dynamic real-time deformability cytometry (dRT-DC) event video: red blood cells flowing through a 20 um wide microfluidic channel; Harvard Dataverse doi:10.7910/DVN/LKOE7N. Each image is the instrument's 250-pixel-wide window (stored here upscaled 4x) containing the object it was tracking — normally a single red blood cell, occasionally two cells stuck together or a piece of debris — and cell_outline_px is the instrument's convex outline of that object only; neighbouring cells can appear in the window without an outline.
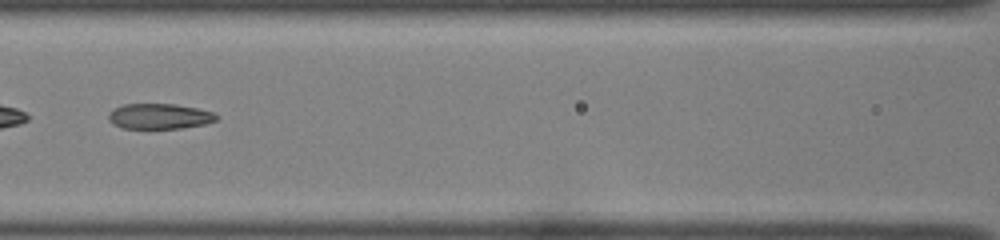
{"species": "common noctule bat (a hibernating species)", "species_latin": "Nyctalus noctula", "temperature_condition": "room temperature", "stored_images_in_passage": 53, "segment_of_instrument_passage": [2, 2], "camera_frame_rate_fps": 3000, "um_per_image_px": 0.085, "animal": {"sex": "female", "body_mass_g": 22.0, "forearm_length_mm": 56.7}, "frame": {"image": 1, "passage_image": 28, "time_ms": 9.0, "image_size_px": [1000, 240], "cell_outline_px": [[220, 116], [216, 120], [204, 124], [180, 128], [120, 128], [112, 124], [108, 120], [108, 116], [112, 108], [124, 104], [176, 104], [196, 108], [212, 112]], "centroid_in_image_um": [13.51, 9.88], "position_along_channel_um": 153.1, "area_um2": 16.01}}
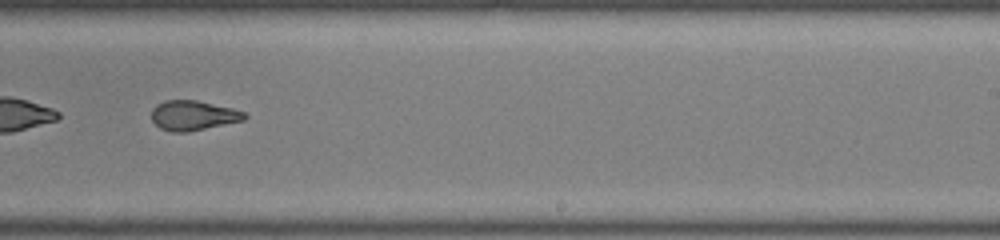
{"frame": {"image": 2, "passage_image": 37, "time_ms": 12.0, "image_size_px": [1000, 240], "cell_outline_px": [[248, 116], [244, 120], [188, 132], [172, 132], [160, 128], [152, 120], [152, 108], [156, 104], [164, 100], [196, 100], [232, 108], [244, 112]], "centroid_in_image_um": [16.4, 9.81], "position_along_channel_um": 272.6, "area_um2": 16.13}}
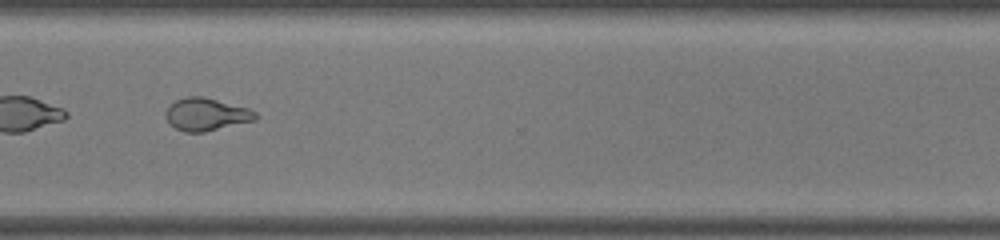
{"frame": {"image": 3, "passage_image": 43, "time_ms": 14.0, "image_size_px": [1000, 240], "cell_outline_px": [[256, 120], [204, 132], [184, 132], [176, 128], [164, 116], [164, 112], [176, 100], [188, 96], [204, 96], [248, 108], [256, 112]], "centroid_in_image_um": [17.53, 9.71], "position_along_channel_um": 353.1, "area_um2": 16.94}}